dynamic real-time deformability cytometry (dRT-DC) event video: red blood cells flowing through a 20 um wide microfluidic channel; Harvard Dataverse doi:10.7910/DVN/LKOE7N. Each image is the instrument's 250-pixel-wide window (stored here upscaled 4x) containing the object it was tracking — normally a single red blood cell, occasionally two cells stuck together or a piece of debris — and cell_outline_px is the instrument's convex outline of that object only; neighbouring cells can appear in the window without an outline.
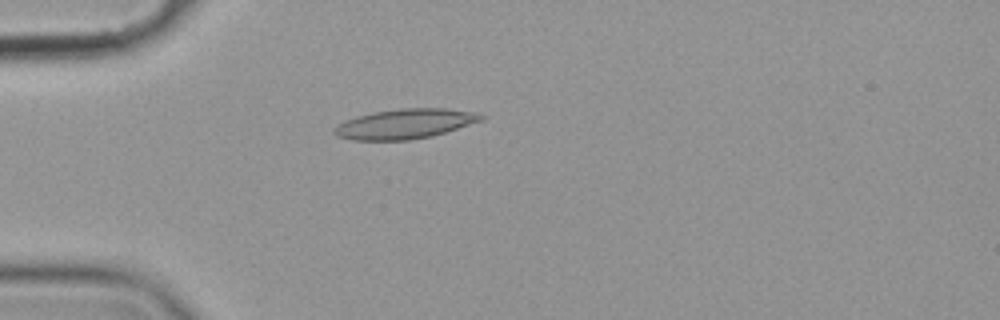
{"species": "common noctule bat (a hibernating species)", "species_latin": "Nyctalus noctula", "temperature_condition": "cold", "stored_images_in_passage": 41, "camera_frame_rate_fps": 3000, "um_per_image_px": 0.085, "animal": {"sex": "female", "body_mass_g": 19.9}, "frame": {"image": 1, "passage_image": 1, "time_ms": 0.0, "image_size_px": [1000, 320], "cell_outline_px": [[484, 120], [432, 136], [408, 140], [352, 140], [336, 136], [332, 132], [332, 128], [336, 124], [344, 120], [356, 116], [372, 112], [400, 108], [444, 108], [476, 112], [484, 116]], "centroid_in_image_um": [34.37, 10.52], "position_along_channel_um": 50.6, "area_um2": 25.78}}
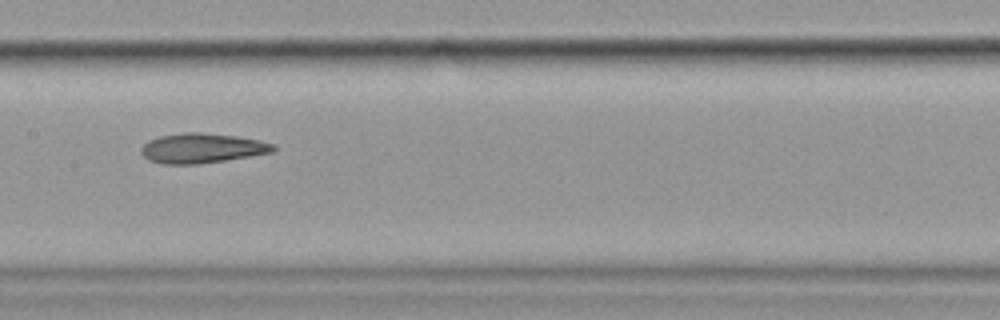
{"frame": {"image": 2, "passage_image": 14, "time_ms": 4.333, "image_size_px": [1000, 320], "cell_outline_px": [[276, 148], [272, 152], [200, 164], [164, 164], [148, 160], [140, 152], [140, 148], [148, 140], [160, 136], [184, 132], [200, 132], [236, 136], [260, 140], [276, 144]], "centroid_in_image_um": [17.15, 12.59], "position_along_channel_um": 190.3, "area_um2": 22.95}}
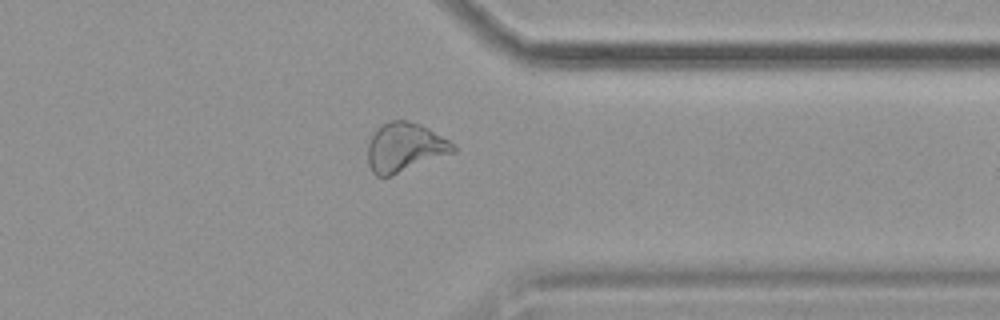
{"frame": {"image": 3, "passage_image": 30, "time_ms": 9.667, "image_size_px": [1000, 320], "cell_outline_px": [[456, 152], [392, 176], [376, 176], [372, 172], [368, 164], [368, 140], [376, 128], [380, 124], [392, 120], [408, 120], [420, 124], [428, 128], [448, 140], [456, 148]], "centroid_in_image_um": [34.38, 12.53], "position_along_channel_um": 377.0, "area_um2": 24.68}, "authors_computed_cell_mechanics": {"area_um2": 23.4668, "velocity_mm_per_s": 3.5643, "shape_relaxation_time_tau1_ms": null, "shape_relaxation_time_tau2_ms": 4.046, "deformation_change_tau1": null, "deformation_change_tau2": 0.1212}}